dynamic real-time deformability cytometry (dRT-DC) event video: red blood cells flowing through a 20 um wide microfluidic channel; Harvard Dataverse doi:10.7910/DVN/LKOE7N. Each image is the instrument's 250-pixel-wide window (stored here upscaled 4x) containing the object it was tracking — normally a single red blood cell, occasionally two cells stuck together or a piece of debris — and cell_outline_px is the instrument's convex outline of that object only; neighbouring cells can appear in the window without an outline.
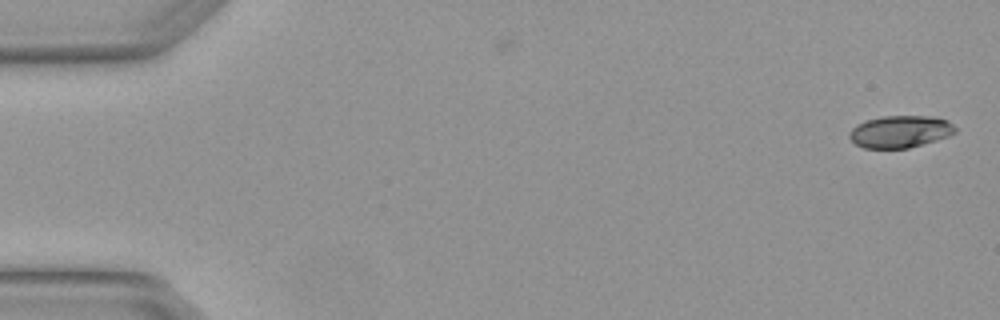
{"species": "Egyptian fruit bat (a non-hibernating species)", "species_latin": "Rousettus aegyptiacus", "temperature_condition": "warm", "stored_images_in_passage": 6, "camera_frame_rate_fps": 3000, "um_per_image_px": 0.085, "animal": {"sex": "female"}, "frame": {"image": 1, "passage_image": 1, "time_ms": 0.0, "image_size_px": [1000, 320], "cell_outline_px": [[956, 132], [948, 136], [936, 140], [908, 148], [864, 148], [856, 144], [848, 136], [848, 132], [856, 124], [868, 120], [884, 116], [928, 116], [948, 120], [956, 128]], "centroid_in_image_um": [76.5, 11.19], "position_along_channel_um": 8.5, "area_um2": 19.71}}